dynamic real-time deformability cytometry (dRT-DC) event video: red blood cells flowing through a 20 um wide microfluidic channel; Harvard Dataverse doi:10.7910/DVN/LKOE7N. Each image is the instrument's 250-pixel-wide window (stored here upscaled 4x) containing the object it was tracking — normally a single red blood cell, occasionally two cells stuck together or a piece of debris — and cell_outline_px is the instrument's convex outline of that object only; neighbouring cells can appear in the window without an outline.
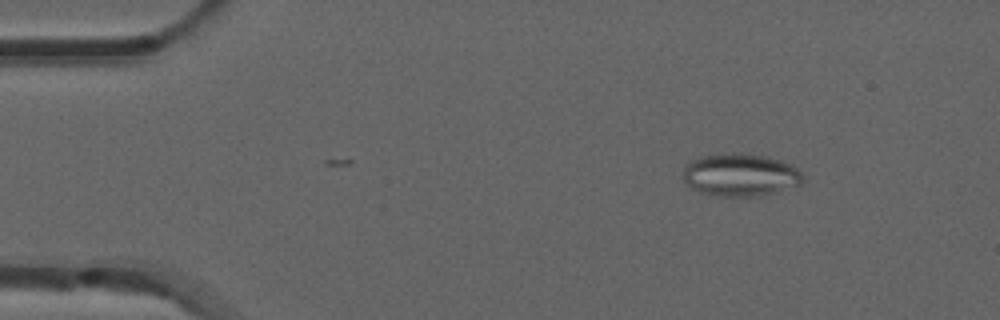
{"species": "common noctule bat (a hibernating species)", "species_latin": "Nyctalus noctula", "temperature_condition": "room temperature", "stored_images_in_passage": 9, "camera_frame_rate_fps": 3000, "um_per_image_px": 0.085, "animal": {"sex": "male", "forearm_length_mm": 52.5}, "frame": {"image": 1, "passage_image": 7, "time_ms": 2.0, "image_size_px": [1000, 320], "cell_outline_px": [[804, 180], [800, 184], [776, 192], [760, 196], [716, 196], [700, 192], [692, 188], [684, 180], [684, 168], [692, 160], [700, 156], [736, 152], [768, 156], [792, 164], [804, 176]], "centroid_in_image_um": [62.96, 14.86], "position_along_channel_um": 22.0, "area_um2": 29.88}}